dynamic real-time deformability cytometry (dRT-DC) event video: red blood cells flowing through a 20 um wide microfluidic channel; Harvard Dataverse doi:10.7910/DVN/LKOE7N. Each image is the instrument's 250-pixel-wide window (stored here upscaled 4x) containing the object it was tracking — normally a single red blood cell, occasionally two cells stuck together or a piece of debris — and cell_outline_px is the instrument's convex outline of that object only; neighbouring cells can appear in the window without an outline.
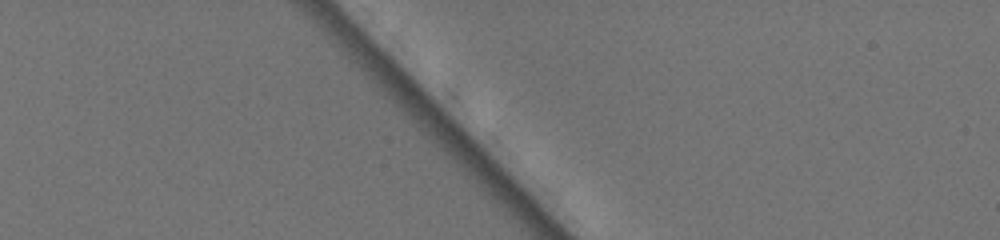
{"species": "common noctule bat (a hibernating species)", "species_latin": "Nyctalus noctula", "temperature_condition": "warm", "stored_images_in_passage": 3, "camera_frame_rate_fps": 3000, "um_per_image_px": 0.085, "animal": {"sex": "female", "body_mass_g": 19.5, "forearm_length_mm": 54.1}, "frame": {"image": 1, "passage_image": 2, "time_ms": 0.333, "image_size_px": [1000, 240], "cell_outline_px": [[596, 112], [592, 124], [572, 116], [564, 112], [532, 76], [524, 56], [528, 56], [544, 64], [556, 72], [596, 108]], "centroid_in_image_um": [47.74, 7.78], "position_along_channel_um": 37.3, "area_um2": 12.43}}